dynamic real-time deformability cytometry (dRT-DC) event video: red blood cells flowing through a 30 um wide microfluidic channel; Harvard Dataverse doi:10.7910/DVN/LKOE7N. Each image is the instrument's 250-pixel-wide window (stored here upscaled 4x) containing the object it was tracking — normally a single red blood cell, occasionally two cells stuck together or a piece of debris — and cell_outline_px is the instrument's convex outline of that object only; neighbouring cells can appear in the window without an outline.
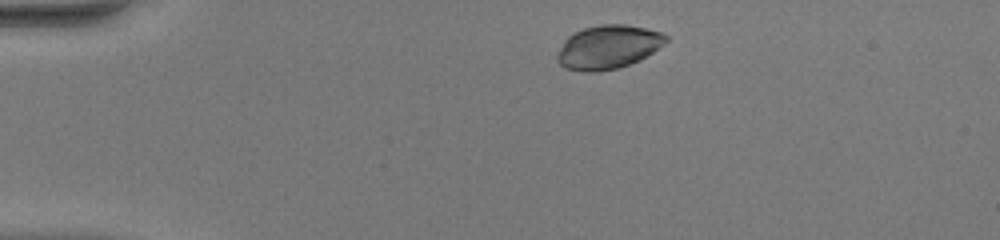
{"species": "common noctule bat (a hibernating species)", "species_latin": "Nyctalus noctula", "temperature_condition": "warm", "stored_images_in_passage": 44, "camera_frame_rate_fps": 3000, "um_per_image_px": 0.085, "animal": {"sex": "female", "body_mass_g": 20.0, "forearm_length_mm": 54.0}, "frame": {"image": 1, "passage_image": 4, "time_ms": 1.0, "image_size_px": [1000, 240], "cell_outline_px": [[668, 40], [664, 44], [640, 60], [616, 68], [592, 72], [584, 72], [564, 68], [556, 60], [556, 56], [564, 40], [572, 32], [584, 28], [600, 24], [624, 24], [644, 28], [660, 32], [668, 36]], "centroid_in_image_um": [51.66, 3.99], "position_along_channel_um": 33.3, "area_um2": 27.63}}
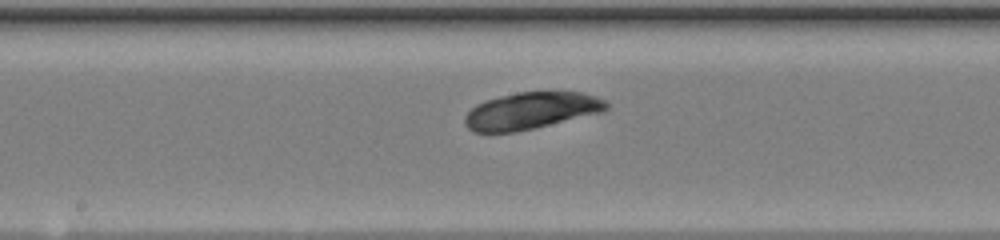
{"frame": {"image": 2, "passage_image": 21, "time_ms": 6.667, "image_size_px": [1000, 240], "cell_outline_px": [[608, 108], [604, 112], [516, 132], [472, 132], [464, 124], [464, 116], [476, 104], [484, 100], [516, 92], [580, 92], [596, 96], [604, 100], [608, 104]], "centroid_in_image_um": [45.13, 9.41], "position_along_channel_um": 203.1, "area_um2": 30.46}}
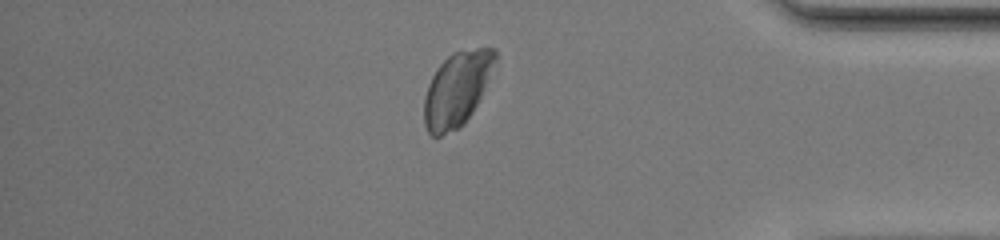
{"frame": {"image": 3, "passage_image": 37, "time_ms": 12.0, "image_size_px": [1000, 240], "cell_outline_px": [[496, 60], [480, 96], [472, 112], [464, 124], [460, 128], [440, 136], [432, 136], [428, 132], [424, 124], [424, 96], [428, 84], [436, 68], [452, 52], [476, 48], [496, 48]], "centroid_in_image_um": [38.8, 7.58], "position_along_channel_um": 396.4, "area_um2": 30.46}}